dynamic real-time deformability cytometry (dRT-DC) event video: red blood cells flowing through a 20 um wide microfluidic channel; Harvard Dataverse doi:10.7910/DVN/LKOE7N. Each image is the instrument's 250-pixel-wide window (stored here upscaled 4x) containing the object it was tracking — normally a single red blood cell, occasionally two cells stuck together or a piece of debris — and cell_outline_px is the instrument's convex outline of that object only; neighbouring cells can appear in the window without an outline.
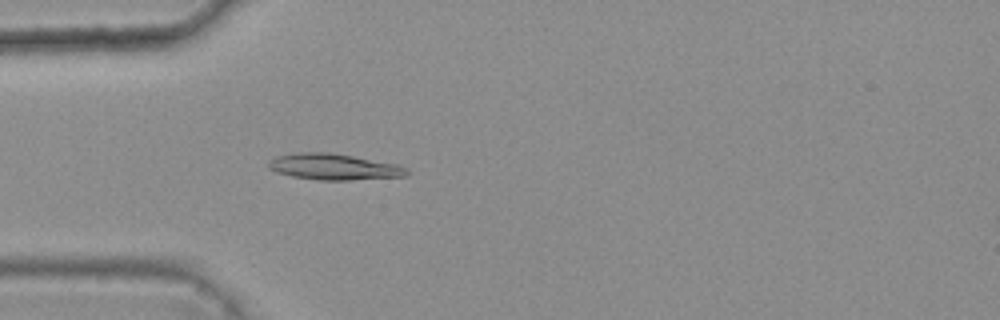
{"species": "common noctule bat (a hibernating species)", "species_latin": "Nyctalus noctula", "temperature_condition": "warm", "stored_images_in_passage": 46, "camera_frame_rate_fps": 3000, "um_per_image_px": 0.085, "animal": {"sex": "female", "body_mass_g": 25.1}, "frame": {"image": 1, "passage_image": 15, "time_ms": 4.667, "image_size_px": [1000, 320], "cell_outline_px": [[408, 176], [348, 180], [320, 180], [292, 176], [276, 172], [268, 168], [268, 160], [276, 156], [296, 152], [328, 152], [400, 164], [408, 168]], "centroid_in_image_um": [28.39, 14.17], "position_along_channel_um": 56.6, "area_um2": 21.21}}
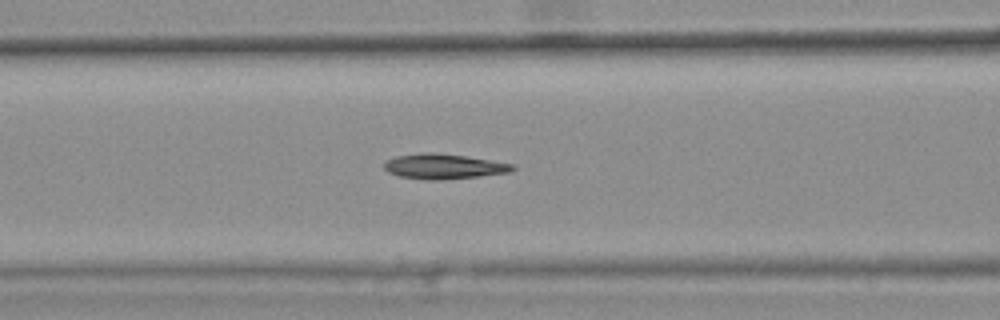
{"frame": {"image": 2, "passage_image": 21, "time_ms": 6.667, "image_size_px": [1000, 320], "cell_outline_px": [[516, 168], [508, 172], [476, 176], [436, 180], [428, 180], [400, 176], [388, 172], [384, 168], [384, 160], [396, 156], [424, 152], [432, 152], [464, 156], [516, 164]], "centroid_in_image_um": [37.68, 14.13], "position_along_channel_um": 128.9, "area_um2": 18.55}}
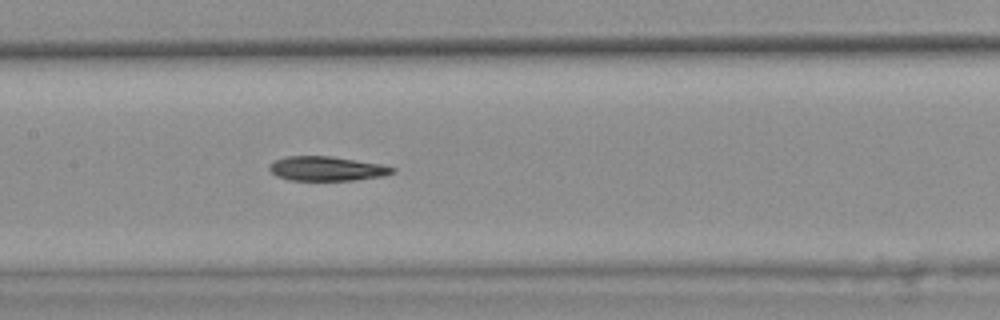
{"frame": {"image": 3, "passage_image": 25, "time_ms": 8.0, "image_size_px": [1000, 320], "cell_outline_px": [[396, 172], [384, 176], [356, 180], [288, 180], [276, 176], [268, 168], [268, 164], [276, 160], [288, 156], [332, 156], [380, 164], [396, 168]], "centroid_in_image_um": [27.78, 14.34], "position_along_channel_um": 179.6, "area_um2": 17.57}}